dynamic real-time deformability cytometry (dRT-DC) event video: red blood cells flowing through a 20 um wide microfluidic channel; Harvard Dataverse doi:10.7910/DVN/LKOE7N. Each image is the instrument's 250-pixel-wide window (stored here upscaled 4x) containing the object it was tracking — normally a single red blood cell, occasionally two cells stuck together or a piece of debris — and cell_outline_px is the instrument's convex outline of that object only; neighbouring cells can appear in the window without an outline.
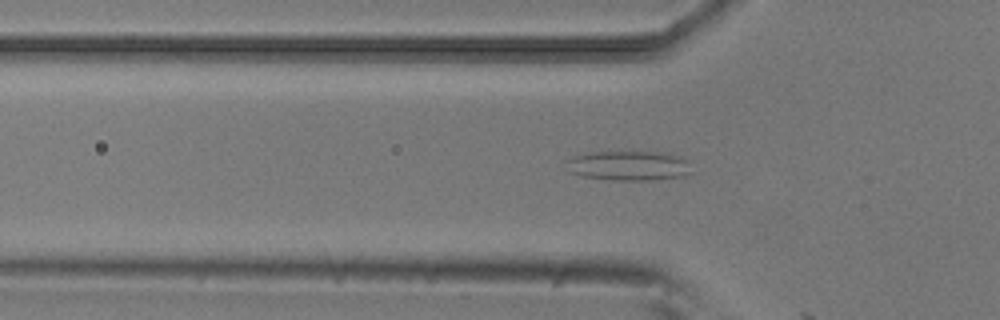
{"species": "common noctule bat (a hibernating species)", "species_latin": "Nyctalus noctula", "temperature_condition": "room temperature", "stored_images_in_passage": 12, "camera_frame_rate_fps": 3000, "um_per_image_px": 0.085, "animal": {"sex": "male", "body_mass_g": 20.5, "forearm_length_mm": 52.5}, "frame": {"image": 1, "passage_image": 11, "time_ms": 3.333, "image_size_px": [1000, 320], "cell_outline_px": [[692, 172], [684, 176], [648, 180], [612, 180], [584, 176], [572, 172], [568, 160], [572, 156], [592, 152], [672, 152], [680, 156], [684, 160]], "centroid_in_image_um": [53.5, 14.07], "position_along_channel_um": 72.3, "area_um2": 21.33}}